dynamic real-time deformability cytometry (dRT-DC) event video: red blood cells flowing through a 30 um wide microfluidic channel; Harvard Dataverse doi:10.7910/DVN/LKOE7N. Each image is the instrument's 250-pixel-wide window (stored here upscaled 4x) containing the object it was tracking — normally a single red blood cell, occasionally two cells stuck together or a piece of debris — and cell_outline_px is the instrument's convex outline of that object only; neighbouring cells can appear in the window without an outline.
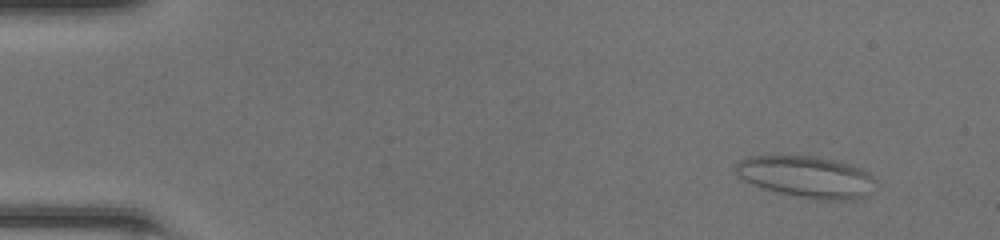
{"species": "common noctule bat (a hibernating species)", "species_latin": "Nyctalus noctula", "temperature_condition": "room temperature", "stored_images_in_passage": 49, "camera_frame_rate_fps": 3000, "um_per_image_px": 0.085, "animal": {"sex": "female", "body_mass_g": 20.0, "forearm_length_mm": 54.0}, "frame": {"image": 1, "passage_image": 5, "time_ms": 1.333, "image_size_px": [1000, 240], "cell_outline_px": [[876, 180], [864, 196], [852, 200], [816, 200], [780, 192], [764, 188], [752, 184], [744, 180], [736, 172], [736, 164], [740, 160], [748, 156], [816, 156], [836, 160], [860, 168], [868, 172]], "centroid_in_image_um": [68.55, 15.02], "position_along_channel_um": 16.4, "area_um2": 33.52}}
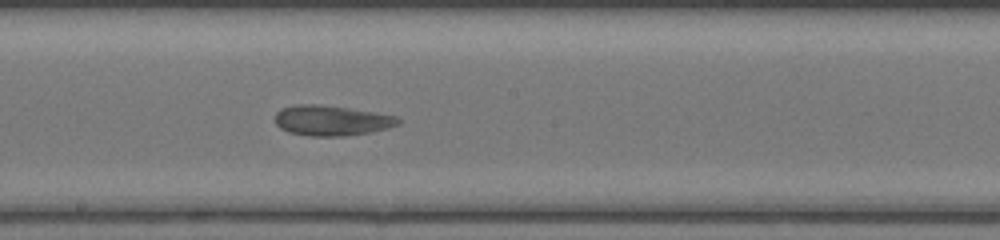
{"frame": {"image": 2, "passage_image": 28, "time_ms": 9.0, "image_size_px": [1000, 240], "cell_outline_px": [[400, 124], [388, 128], [372, 132], [344, 136], [308, 136], [288, 132], [280, 128], [276, 124], [276, 112], [280, 108], [296, 104], [320, 104], [348, 108], [396, 116], [400, 120]], "centroid_in_image_um": [28.16, 10.24], "position_along_channel_um": 220.0, "area_um2": 21.79}}
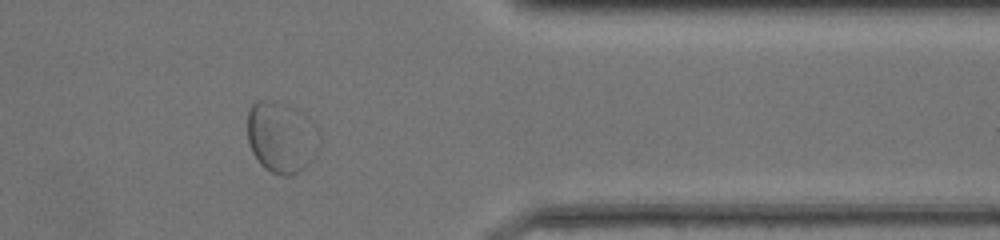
{"frame": {"image": 3, "passage_image": 41, "time_ms": 13.333, "image_size_px": [1000, 240], "cell_outline_px": [[320, 144], [316, 156], [304, 168], [292, 176], [280, 176], [264, 168], [260, 164], [252, 152], [248, 140], [248, 108], [256, 100], [272, 100], [288, 104], [304, 112], [320, 136]], "centroid_in_image_um": [23.92, 11.66], "position_along_channel_um": 387.5, "area_um2": 30.4}, "authors_computed_cell_mechanics": {"area_um2": 26.9926, "velocity_mm_per_s": 4.2178, "shape_relaxation_time_tau1_ms": null, "shape_relaxation_time_tau2_ms": 1.5778, "deformation_change_tau1": null, "deformation_change_tau2": 0.0738}}